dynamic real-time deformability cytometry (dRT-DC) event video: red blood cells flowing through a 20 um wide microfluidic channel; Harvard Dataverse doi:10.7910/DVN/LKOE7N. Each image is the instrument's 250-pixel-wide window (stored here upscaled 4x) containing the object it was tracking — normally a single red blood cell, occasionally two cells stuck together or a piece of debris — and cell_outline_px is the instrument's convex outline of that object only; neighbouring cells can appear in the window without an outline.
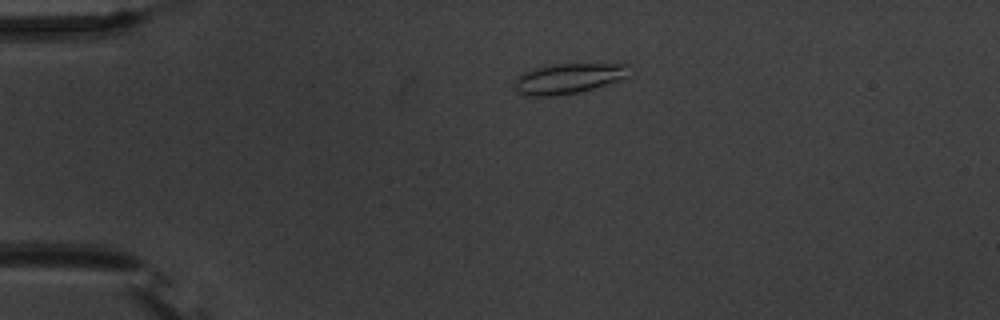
{"species": "common noctule bat (a hibernating species)", "species_latin": "Nyctalus noctula", "temperature_condition": "warm", "stored_images_in_passage": 46, "camera_frame_rate_fps": 3000, "um_per_image_px": 0.085, "animal": {"sex": "male", "body_mass_g": 20.1, "forearm_length_mm": 53.5}, "frame": {"image": 1, "passage_image": 3, "time_ms": 0.667, "image_size_px": [1000, 320], "cell_outline_px": [[636, 72], [628, 76], [580, 92], [552, 96], [524, 96], [516, 92], [516, 76], [524, 72], [536, 68], [556, 64], [628, 64]], "centroid_in_image_um": [48.34, 6.67], "position_along_channel_um": 36.7, "area_um2": 20.17}}
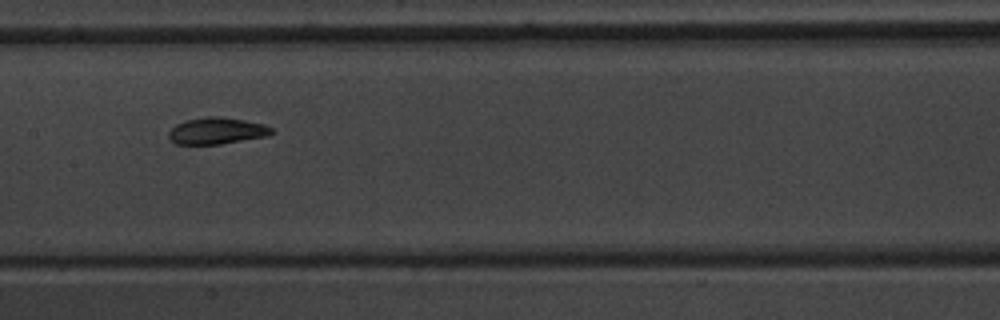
{"frame": {"image": 2, "passage_image": 19, "time_ms": 6.0, "image_size_px": [1000, 320], "cell_outline_px": [[272, 132], [268, 136], [220, 144], [176, 144], [168, 136], [168, 132], [176, 124], [184, 120], [208, 116], [220, 116], [244, 120], [264, 124], [272, 128]], "centroid_in_image_um": [18.41, 11.11], "position_along_channel_um": 189.0, "area_um2": 15.95}}
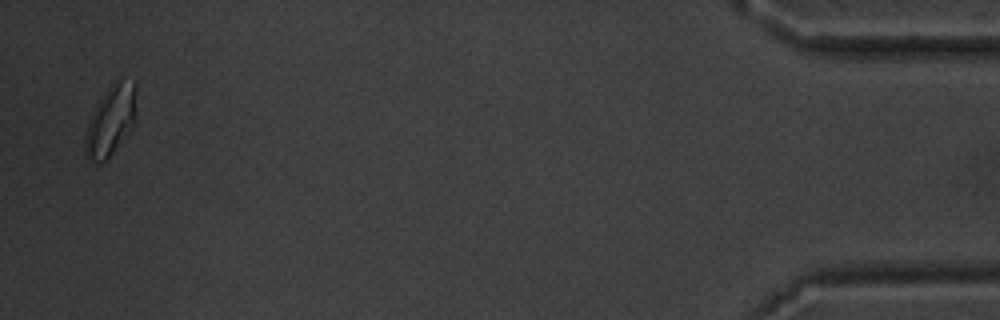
{"frame": {"image": 3, "passage_image": 45, "time_ms": 14.667, "image_size_px": [1000, 320], "cell_outline_px": [[136, 124], [112, 152], [100, 164], [96, 164], [84, 156], [84, 136], [88, 124], [96, 104], [108, 88], [116, 80], [120, 80], [136, 84]], "centroid_in_image_um": [9.41, 10.28], "position_along_channel_um": 425.8, "area_um2": 20.92}, "authors_computed_cell_mechanics": {"area_um2": 16.184, "velocity_mm_per_s": 3.6616, "shape_relaxation_time_tau1_ms": 4.6633, "shape_relaxation_time_tau2_ms": 1.1865, "deformation_change_tau1": 0.1333, "deformation_change_tau2": 0.059}}